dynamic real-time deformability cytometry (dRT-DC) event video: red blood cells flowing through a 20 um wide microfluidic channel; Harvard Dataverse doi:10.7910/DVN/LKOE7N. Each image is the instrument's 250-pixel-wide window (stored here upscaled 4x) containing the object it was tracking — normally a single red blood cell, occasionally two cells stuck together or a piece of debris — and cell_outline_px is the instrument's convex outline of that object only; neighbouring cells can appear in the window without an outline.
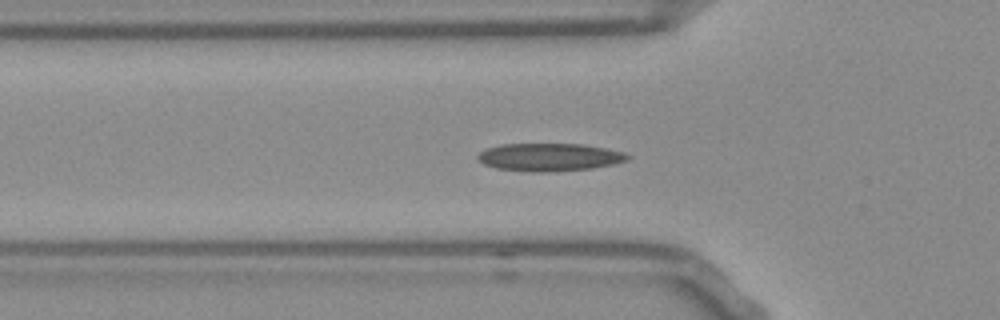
{"species": "Egyptian fruit bat (a non-hibernating species)", "species_latin": "Rousettus aegyptiacus", "temperature_condition": "room temperature", "stored_images_in_passage": 40, "camera_frame_rate_fps": 3000, "um_per_image_px": 0.085, "frame": {"image": 1, "passage_image": 3, "time_ms": 0.667, "image_size_px": [1000, 320], "cell_outline_px": [[632, 156], [628, 160], [612, 164], [592, 168], [548, 172], [532, 172], [496, 168], [484, 164], [476, 160], [476, 156], [480, 152], [488, 148], [500, 144], [584, 144], [624, 152]], "centroid_in_image_um": [46.69, 13.36], "position_along_channel_um": 79.1, "area_um2": 24.33}}
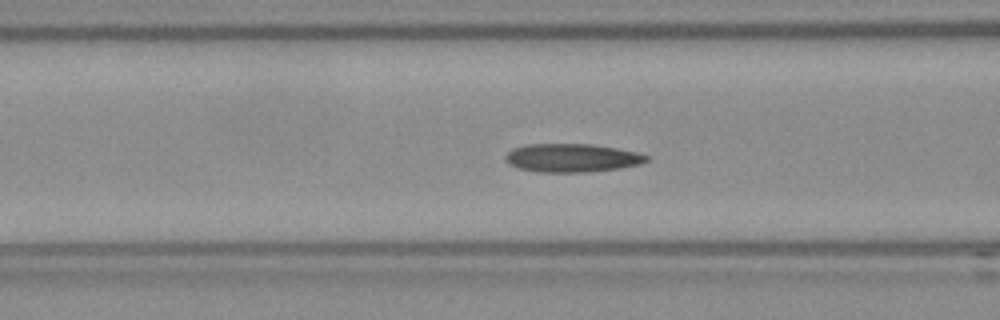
{"frame": {"image": 2, "passage_image": 6, "time_ms": 1.667, "image_size_px": [1000, 320], "cell_outline_px": [[648, 160], [640, 164], [620, 168], [588, 172], [536, 172], [516, 168], [508, 164], [504, 160], [504, 156], [512, 148], [528, 144], [592, 144], [616, 148], [636, 152], [648, 156]], "centroid_in_image_um": [48.55, 13.42], "position_along_channel_um": 118.0, "area_um2": 23.52}}
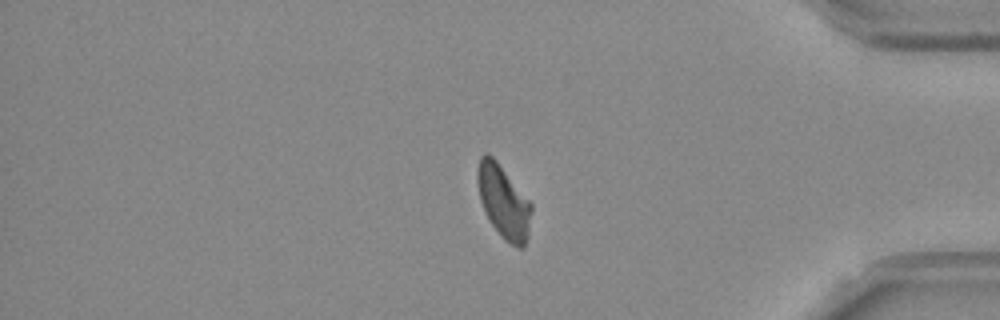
{"frame": {"image": 3, "passage_image": 30, "time_ms": 9.667, "image_size_px": [1000, 320], "cell_outline_px": [[532, 212], [528, 236], [524, 248], [520, 248], [508, 244], [500, 236], [492, 224], [480, 200], [476, 180], [476, 172], [480, 156], [484, 152], [488, 152], [496, 160], [532, 204]], "centroid_in_image_um": [42.8, 17.15], "position_along_channel_um": 392.4, "area_um2": 23.06}}